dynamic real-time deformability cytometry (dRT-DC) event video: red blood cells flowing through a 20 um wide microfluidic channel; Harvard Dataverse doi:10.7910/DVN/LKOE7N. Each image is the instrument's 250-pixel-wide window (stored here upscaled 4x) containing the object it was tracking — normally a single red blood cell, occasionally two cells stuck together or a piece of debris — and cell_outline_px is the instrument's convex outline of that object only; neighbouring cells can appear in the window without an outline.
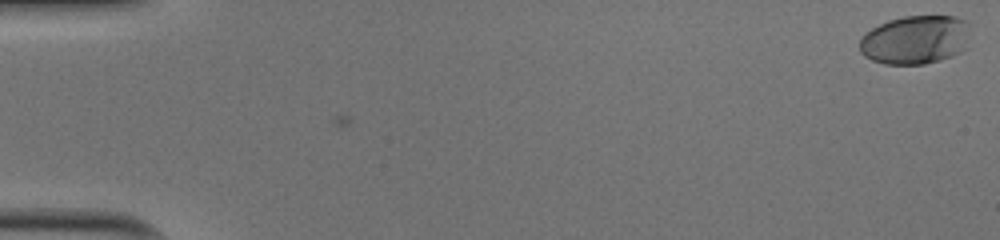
{"species": "human", "species_latin": "Homo sapiens", "temperature_condition": "cold", "stored_images_in_passage": 45, "camera_frame_rate_fps": 3000, "um_per_image_px": 0.085, "donor": {"sex": "male"}, "frame": {"image": 1, "passage_image": 1, "time_ms": 0.0, "image_size_px": [1000, 240], "cell_outline_px": [[968, 24], [964, 48], [960, 52], [952, 56], [940, 60], [924, 64], [884, 64], [872, 60], [864, 56], [860, 52], [860, 40], [872, 28], [888, 20], [904, 16], [956, 16], [968, 20]], "centroid_in_image_um": [77.78, 3.38], "position_along_channel_um": 7.2, "area_um2": 31.21}}
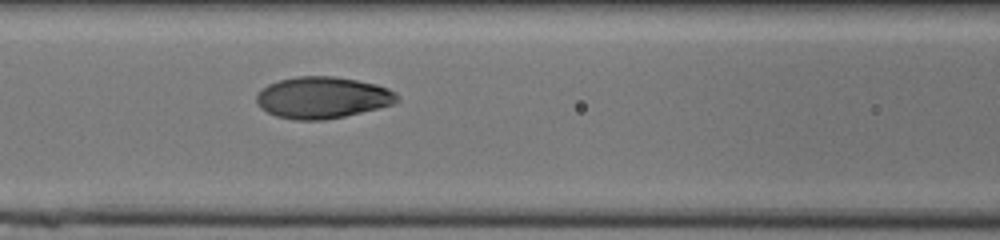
{"frame": {"image": 2, "passage_image": 24, "time_ms": 7.667, "image_size_px": [1000, 240], "cell_outline_px": [[400, 100], [392, 104], [344, 116], [324, 120], [296, 120], [276, 116], [260, 108], [256, 100], [256, 96], [268, 84], [280, 80], [296, 76], [336, 76], [376, 84], [388, 88], [396, 92], [400, 96]], "centroid_in_image_um": [27.42, 8.29], "position_along_channel_um": 139.2, "area_um2": 33.99}}
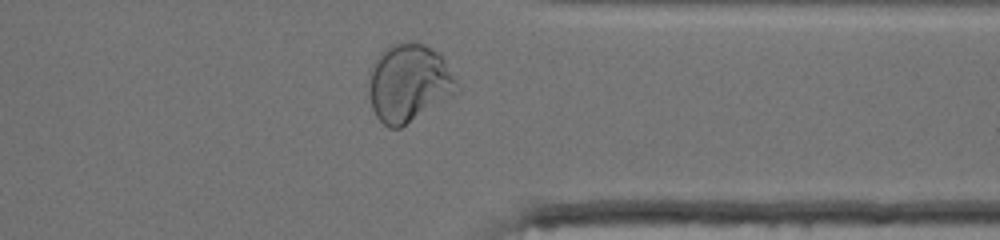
{"frame": {"image": 3, "passage_image": 42, "time_ms": 13.667, "image_size_px": [1000, 240], "cell_outline_px": [[460, 92], [400, 128], [388, 128], [376, 116], [372, 108], [368, 92], [368, 76], [372, 64], [380, 52], [392, 44], [424, 44], [432, 48], [444, 60], [460, 84]], "centroid_in_image_um": [34.75, 7.09], "position_along_channel_um": 376.6, "area_um2": 40.11}, "authors_computed_cell_mechanics": {"area_um2": 33.235, "velocity_mm_per_s": 4.0117, "shape_relaxation_time_tau1_ms": 4.3732, "shape_relaxation_time_tau2_ms": null, "deformation_change_tau1": 0.1975, "deformation_change_tau2": null}}